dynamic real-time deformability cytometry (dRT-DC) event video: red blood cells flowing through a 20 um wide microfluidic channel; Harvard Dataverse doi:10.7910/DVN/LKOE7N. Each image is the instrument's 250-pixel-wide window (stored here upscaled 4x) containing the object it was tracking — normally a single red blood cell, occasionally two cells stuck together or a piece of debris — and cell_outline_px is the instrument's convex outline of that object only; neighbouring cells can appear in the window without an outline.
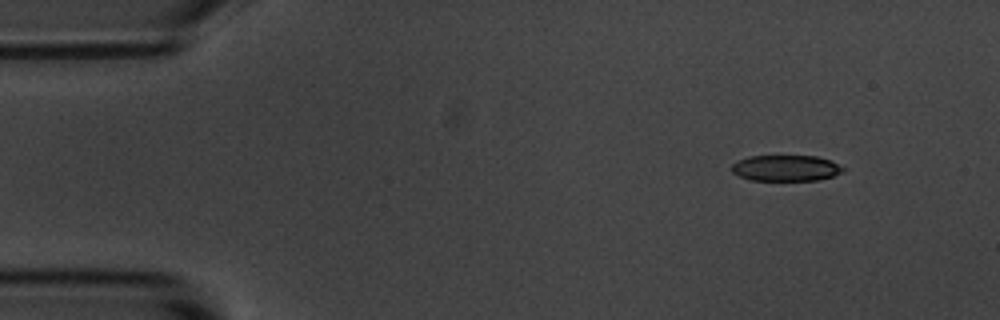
{"species": "common noctule bat (a hibernating species)", "species_latin": "Nyctalus noctula", "temperature_condition": "room temperature", "stored_images_in_passage": 4, "camera_frame_rate_fps": 3000, "um_per_image_px": 0.085, "animal": {"sex": "male", "body_mass_g": 20.1, "forearm_length_mm": 53.5}, "frame": {"image": 1, "passage_image": 1, "time_ms": 0.0, "image_size_px": [1000, 320], "cell_outline_px": [[844, 172], [832, 176], [816, 180], [752, 180], [740, 176], [732, 172], [732, 164], [736, 160], [748, 156], [816, 156], [828, 160], [844, 168]], "centroid_in_image_um": [66.76, 14.28], "position_along_channel_um": 18.2, "area_um2": 16.7}}
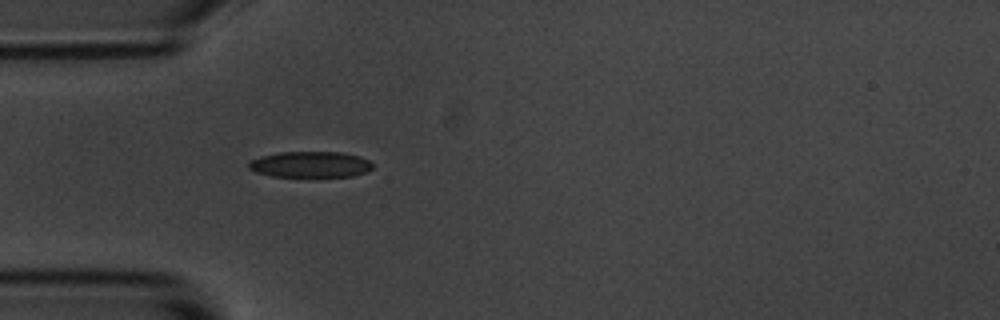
{"frame": {"image": 2, "passage_image": 4, "time_ms": 3.333, "image_size_px": [1000, 320], "cell_outline_px": [[372, 168], [364, 172], [352, 176], [272, 176], [256, 172], [248, 168], [248, 164], [252, 160], [260, 156], [280, 152], [340, 152], [360, 156], [368, 160], [372, 164]], "centroid_in_image_um": [26.36, 13.97], "position_along_channel_um": 58.6, "area_um2": 18.55}}